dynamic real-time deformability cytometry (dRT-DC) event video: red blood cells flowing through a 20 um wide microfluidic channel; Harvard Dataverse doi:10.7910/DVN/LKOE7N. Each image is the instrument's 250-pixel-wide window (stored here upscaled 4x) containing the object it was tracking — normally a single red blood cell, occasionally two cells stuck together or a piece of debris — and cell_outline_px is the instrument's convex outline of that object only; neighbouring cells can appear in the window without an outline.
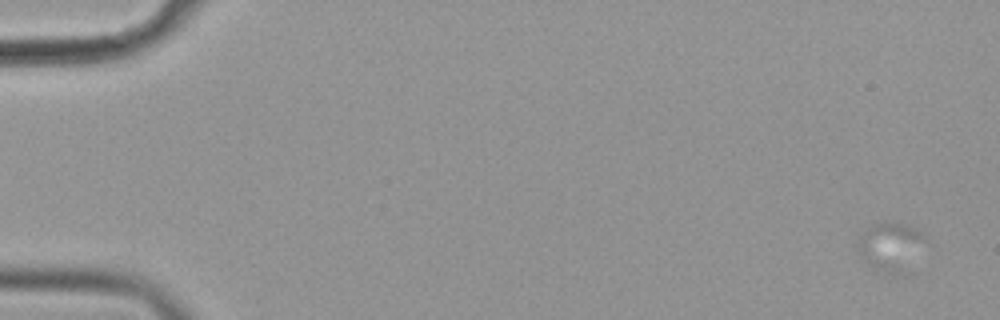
{"species": "common noctule bat (a hibernating species)", "species_latin": "Nyctalus noctula", "temperature_condition": "cold", "stored_images_in_passage": 2, "camera_frame_rate_fps": 3000, "um_per_image_px": 0.085, "animal": {"sex": "female", "body_mass_g": 19.9}, "frame": {"image": 1, "passage_image": 2, "time_ms": 0.333, "image_size_px": [1000, 320], "cell_outline_px": [[924, 236], [872, 260], [868, 260], [860, 252], [856, 244], [864, 232], [872, 224], [900, 224], [920, 232]], "centroid_in_image_um": [75.25, 20.35], "position_along_channel_um": 9.7, "area_um2": 10.69}}